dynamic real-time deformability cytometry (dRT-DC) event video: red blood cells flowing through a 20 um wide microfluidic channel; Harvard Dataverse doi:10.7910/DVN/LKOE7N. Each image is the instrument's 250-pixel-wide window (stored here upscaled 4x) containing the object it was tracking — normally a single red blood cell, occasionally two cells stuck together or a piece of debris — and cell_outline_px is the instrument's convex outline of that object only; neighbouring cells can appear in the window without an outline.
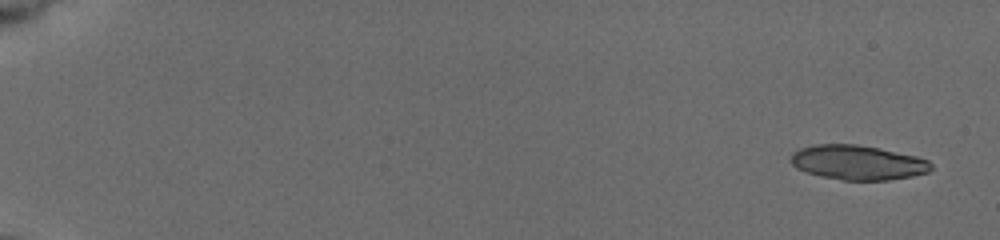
{"species": "common noctule bat (a hibernating species)", "species_latin": "Nyctalus noctula", "temperature_condition": "cold", "stored_images_in_passage": 28, "camera_frame_rate_fps": 3000, "um_per_image_px": 0.085, "animal": {"sex": "female", "body_mass_g": 19.5, "forearm_length_mm": 54.1}, "frame": {"image": 1, "passage_image": 1, "time_ms": 0.0, "image_size_px": [1000, 240], "cell_outline_px": [[932, 168], [928, 172], [912, 176], [888, 180], [844, 180], [820, 176], [796, 168], [792, 164], [792, 152], [800, 148], [812, 144], [856, 144], [880, 148], [916, 156], [928, 160], [932, 164]], "centroid_in_image_um": [72.91, 13.8], "position_along_channel_um": 12.1, "area_um2": 28.26}}
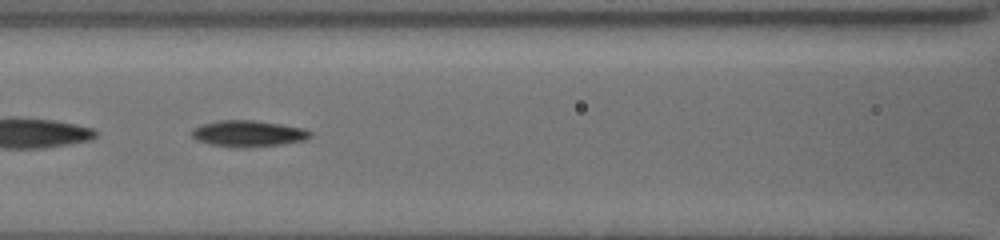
{"frame": {"image": 2, "passage_image": 22, "time_ms": 8.667, "image_size_px": [1000, 240], "cell_outline_px": [[312, 136], [304, 140], [284, 144], [248, 148], [236, 148], [212, 144], [196, 140], [192, 136], [192, 128], [204, 124], [220, 120], [252, 120], [280, 124], [304, 128], [312, 132]], "centroid_in_image_um": [21.12, 11.36], "position_along_channel_um": 145.5, "area_um2": 18.21}}